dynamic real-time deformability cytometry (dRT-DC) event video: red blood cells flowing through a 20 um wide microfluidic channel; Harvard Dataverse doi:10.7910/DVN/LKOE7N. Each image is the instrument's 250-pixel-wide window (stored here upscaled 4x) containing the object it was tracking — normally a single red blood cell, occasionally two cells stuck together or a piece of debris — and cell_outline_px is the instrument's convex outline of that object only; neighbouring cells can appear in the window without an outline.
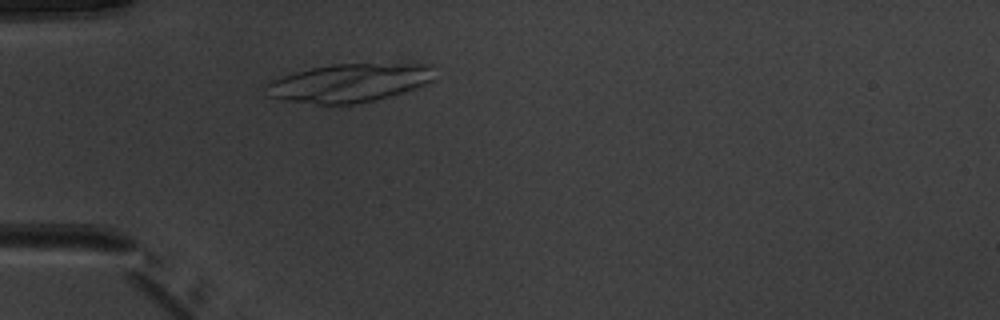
{"species": "common noctule bat (a hibernating species)", "species_latin": "Nyctalus noctula", "temperature_condition": "warm", "stored_images_in_passage": 37, "camera_frame_rate_fps": 3000, "um_per_image_px": 0.085, "animal": {"sex": "male", "body_mass_g": 20.1, "forearm_length_mm": 53.5}, "frame": {"image": 1, "passage_image": 2, "time_ms": 0.333, "image_size_px": [1000, 320], "cell_outline_px": [[436, 80], [376, 100], [352, 104], [320, 104], [284, 100], [264, 96], [264, 84], [272, 80], [296, 72], [312, 68], [332, 64], [432, 64]], "centroid_in_image_um": [29.64, 7.05], "position_along_channel_um": 55.4, "area_um2": 37.57}}
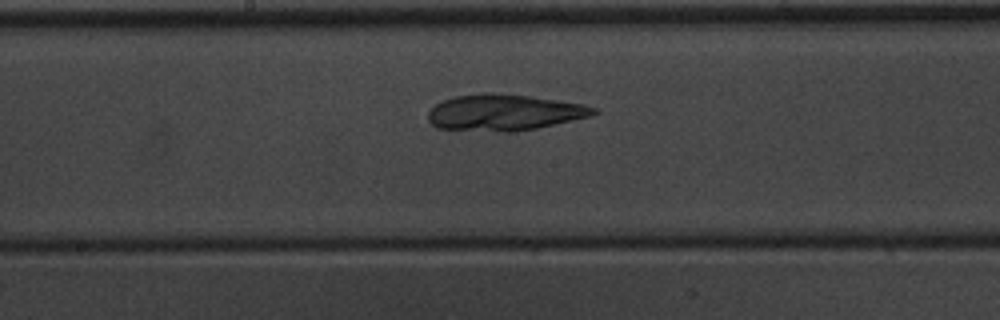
{"frame": {"image": 2, "passage_image": 14, "time_ms": 4.333, "image_size_px": [1000, 320], "cell_outline_px": [[600, 112], [592, 116], [536, 128], [512, 132], [500, 132], [436, 128], [428, 120], [428, 112], [436, 104], [452, 96], [484, 92], [496, 92], [532, 96], [584, 104], [596, 108]], "centroid_in_image_um": [42.86, 9.55], "position_along_channel_um": 205.3, "area_um2": 35.32}}
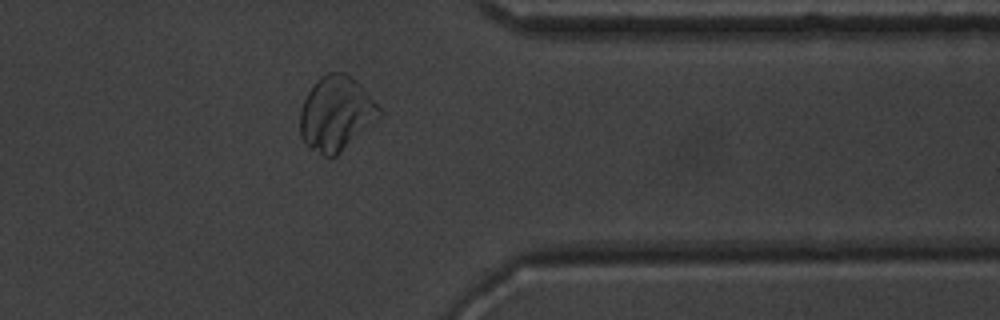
{"frame": {"image": 3, "passage_image": 28, "time_ms": 9.0, "image_size_px": [1000, 320], "cell_outline_px": [[384, 112], [380, 116], [336, 156], [324, 156], [312, 148], [300, 136], [300, 112], [304, 100], [308, 92], [316, 80], [320, 76], [328, 72], [344, 72], [352, 76], [364, 88]], "centroid_in_image_um": [28.57, 9.61], "position_along_channel_um": 382.8, "area_um2": 34.04}}